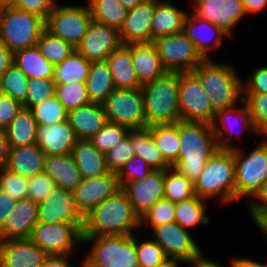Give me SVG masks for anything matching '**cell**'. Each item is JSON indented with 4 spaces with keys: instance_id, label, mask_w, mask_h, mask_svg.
Wrapping results in <instances>:
<instances>
[{
    "instance_id": "cell-17",
    "label": "cell",
    "mask_w": 267,
    "mask_h": 267,
    "mask_svg": "<svg viewBox=\"0 0 267 267\" xmlns=\"http://www.w3.org/2000/svg\"><path fill=\"white\" fill-rule=\"evenodd\" d=\"M119 190L121 186L116 173L109 172L99 177L83 178L72 193L77 211L84 218L93 208Z\"/></svg>"
},
{
    "instance_id": "cell-27",
    "label": "cell",
    "mask_w": 267,
    "mask_h": 267,
    "mask_svg": "<svg viewBox=\"0 0 267 267\" xmlns=\"http://www.w3.org/2000/svg\"><path fill=\"white\" fill-rule=\"evenodd\" d=\"M44 157V152L36 143L10 147L5 169L22 177L31 178L43 172Z\"/></svg>"
},
{
    "instance_id": "cell-12",
    "label": "cell",
    "mask_w": 267,
    "mask_h": 267,
    "mask_svg": "<svg viewBox=\"0 0 267 267\" xmlns=\"http://www.w3.org/2000/svg\"><path fill=\"white\" fill-rule=\"evenodd\" d=\"M83 225L72 223H38L30 240L47 255H70L83 244Z\"/></svg>"
},
{
    "instance_id": "cell-32",
    "label": "cell",
    "mask_w": 267,
    "mask_h": 267,
    "mask_svg": "<svg viewBox=\"0 0 267 267\" xmlns=\"http://www.w3.org/2000/svg\"><path fill=\"white\" fill-rule=\"evenodd\" d=\"M71 154L83 178L99 177L110 172L104 154L89 139L78 140Z\"/></svg>"
},
{
    "instance_id": "cell-6",
    "label": "cell",
    "mask_w": 267,
    "mask_h": 267,
    "mask_svg": "<svg viewBox=\"0 0 267 267\" xmlns=\"http://www.w3.org/2000/svg\"><path fill=\"white\" fill-rule=\"evenodd\" d=\"M45 20L14 6L0 12V40L12 52L37 46Z\"/></svg>"
},
{
    "instance_id": "cell-69",
    "label": "cell",
    "mask_w": 267,
    "mask_h": 267,
    "mask_svg": "<svg viewBox=\"0 0 267 267\" xmlns=\"http://www.w3.org/2000/svg\"><path fill=\"white\" fill-rule=\"evenodd\" d=\"M0 4L3 7H11V6H15L16 0H0Z\"/></svg>"
},
{
    "instance_id": "cell-30",
    "label": "cell",
    "mask_w": 267,
    "mask_h": 267,
    "mask_svg": "<svg viewBox=\"0 0 267 267\" xmlns=\"http://www.w3.org/2000/svg\"><path fill=\"white\" fill-rule=\"evenodd\" d=\"M132 66L141 85L154 81L167 72L152 42L132 44Z\"/></svg>"
},
{
    "instance_id": "cell-18",
    "label": "cell",
    "mask_w": 267,
    "mask_h": 267,
    "mask_svg": "<svg viewBox=\"0 0 267 267\" xmlns=\"http://www.w3.org/2000/svg\"><path fill=\"white\" fill-rule=\"evenodd\" d=\"M122 45L119 30L92 21L76 50L90 62L105 61Z\"/></svg>"
},
{
    "instance_id": "cell-58",
    "label": "cell",
    "mask_w": 267,
    "mask_h": 267,
    "mask_svg": "<svg viewBox=\"0 0 267 267\" xmlns=\"http://www.w3.org/2000/svg\"><path fill=\"white\" fill-rule=\"evenodd\" d=\"M247 204L249 215L252 220L261 211L267 210V179L263 182L260 190L255 194L252 199L247 202Z\"/></svg>"
},
{
    "instance_id": "cell-34",
    "label": "cell",
    "mask_w": 267,
    "mask_h": 267,
    "mask_svg": "<svg viewBox=\"0 0 267 267\" xmlns=\"http://www.w3.org/2000/svg\"><path fill=\"white\" fill-rule=\"evenodd\" d=\"M13 63L20 68L29 79H53L55 66L41 54L37 46L14 52Z\"/></svg>"
},
{
    "instance_id": "cell-45",
    "label": "cell",
    "mask_w": 267,
    "mask_h": 267,
    "mask_svg": "<svg viewBox=\"0 0 267 267\" xmlns=\"http://www.w3.org/2000/svg\"><path fill=\"white\" fill-rule=\"evenodd\" d=\"M37 125L59 124L67 120L68 111L54 95L30 108Z\"/></svg>"
},
{
    "instance_id": "cell-1",
    "label": "cell",
    "mask_w": 267,
    "mask_h": 267,
    "mask_svg": "<svg viewBox=\"0 0 267 267\" xmlns=\"http://www.w3.org/2000/svg\"><path fill=\"white\" fill-rule=\"evenodd\" d=\"M140 228V216L121 189L84 217L82 237L134 235Z\"/></svg>"
},
{
    "instance_id": "cell-53",
    "label": "cell",
    "mask_w": 267,
    "mask_h": 267,
    "mask_svg": "<svg viewBox=\"0 0 267 267\" xmlns=\"http://www.w3.org/2000/svg\"><path fill=\"white\" fill-rule=\"evenodd\" d=\"M152 169L148 163L139 156H134L116 173L120 186L127 182L145 178Z\"/></svg>"
},
{
    "instance_id": "cell-11",
    "label": "cell",
    "mask_w": 267,
    "mask_h": 267,
    "mask_svg": "<svg viewBox=\"0 0 267 267\" xmlns=\"http://www.w3.org/2000/svg\"><path fill=\"white\" fill-rule=\"evenodd\" d=\"M92 21L88 4L86 6H60L56 2L45 21V28L76 48L87 33Z\"/></svg>"
},
{
    "instance_id": "cell-2",
    "label": "cell",
    "mask_w": 267,
    "mask_h": 267,
    "mask_svg": "<svg viewBox=\"0 0 267 267\" xmlns=\"http://www.w3.org/2000/svg\"><path fill=\"white\" fill-rule=\"evenodd\" d=\"M179 137V156L172 168L194 183L219 149L216 136L209 123L180 120Z\"/></svg>"
},
{
    "instance_id": "cell-70",
    "label": "cell",
    "mask_w": 267,
    "mask_h": 267,
    "mask_svg": "<svg viewBox=\"0 0 267 267\" xmlns=\"http://www.w3.org/2000/svg\"><path fill=\"white\" fill-rule=\"evenodd\" d=\"M81 267H101L95 264H92L86 257L84 260L81 262Z\"/></svg>"
},
{
    "instance_id": "cell-33",
    "label": "cell",
    "mask_w": 267,
    "mask_h": 267,
    "mask_svg": "<svg viewBox=\"0 0 267 267\" xmlns=\"http://www.w3.org/2000/svg\"><path fill=\"white\" fill-rule=\"evenodd\" d=\"M127 136L135 149V156L144 159L152 170L171 168L152 138L151 127L129 129Z\"/></svg>"
},
{
    "instance_id": "cell-5",
    "label": "cell",
    "mask_w": 267,
    "mask_h": 267,
    "mask_svg": "<svg viewBox=\"0 0 267 267\" xmlns=\"http://www.w3.org/2000/svg\"><path fill=\"white\" fill-rule=\"evenodd\" d=\"M194 193L201 199H219L221 204L235 202V162L232 150L218 149L194 181Z\"/></svg>"
},
{
    "instance_id": "cell-31",
    "label": "cell",
    "mask_w": 267,
    "mask_h": 267,
    "mask_svg": "<svg viewBox=\"0 0 267 267\" xmlns=\"http://www.w3.org/2000/svg\"><path fill=\"white\" fill-rule=\"evenodd\" d=\"M116 88L138 89L141 84L132 66V44L121 45L105 60Z\"/></svg>"
},
{
    "instance_id": "cell-16",
    "label": "cell",
    "mask_w": 267,
    "mask_h": 267,
    "mask_svg": "<svg viewBox=\"0 0 267 267\" xmlns=\"http://www.w3.org/2000/svg\"><path fill=\"white\" fill-rule=\"evenodd\" d=\"M238 122L239 126H241L240 128L243 127V131L248 130V132H252L251 134H254L256 137L259 136L255 129L250 110L245 102L241 100V103L238 104V106L215 112L213 120L210 123L212 132L216 136L219 149L232 150L238 146H235V144L233 145L231 140L234 135L236 137L241 136L240 132L242 133V130L239 131V134H237L238 136L235 134L236 131L234 127L237 126L236 123L238 124ZM225 131L226 134L229 135L225 136Z\"/></svg>"
},
{
    "instance_id": "cell-47",
    "label": "cell",
    "mask_w": 267,
    "mask_h": 267,
    "mask_svg": "<svg viewBox=\"0 0 267 267\" xmlns=\"http://www.w3.org/2000/svg\"><path fill=\"white\" fill-rule=\"evenodd\" d=\"M175 219V203L165 198L156 202L147 212L140 217L141 228L149 226L152 230L156 226L165 223L174 222Z\"/></svg>"
},
{
    "instance_id": "cell-63",
    "label": "cell",
    "mask_w": 267,
    "mask_h": 267,
    "mask_svg": "<svg viewBox=\"0 0 267 267\" xmlns=\"http://www.w3.org/2000/svg\"><path fill=\"white\" fill-rule=\"evenodd\" d=\"M9 148L6 130L0 128V170L6 166Z\"/></svg>"
},
{
    "instance_id": "cell-29",
    "label": "cell",
    "mask_w": 267,
    "mask_h": 267,
    "mask_svg": "<svg viewBox=\"0 0 267 267\" xmlns=\"http://www.w3.org/2000/svg\"><path fill=\"white\" fill-rule=\"evenodd\" d=\"M43 172L56 183V186L70 192H73L83 180L72 154L45 155Z\"/></svg>"
},
{
    "instance_id": "cell-28",
    "label": "cell",
    "mask_w": 267,
    "mask_h": 267,
    "mask_svg": "<svg viewBox=\"0 0 267 267\" xmlns=\"http://www.w3.org/2000/svg\"><path fill=\"white\" fill-rule=\"evenodd\" d=\"M188 14L170 0H158L152 18L151 42L158 37L183 31Z\"/></svg>"
},
{
    "instance_id": "cell-59",
    "label": "cell",
    "mask_w": 267,
    "mask_h": 267,
    "mask_svg": "<svg viewBox=\"0 0 267 267\" xmlns=\"http://www.w3.org/2000/svg\"><path fill=\"white\" fill-rule=\"evenodd\" d=\"M17 200L10 194L0 190V229L3 227L10 210L16 205Z\"/></svg>"
},
{
    "instance_id": "cell-46",
    "label": "cell",
    "mask_w": 267,
    "mask_h": 267,
    "mask_svg": "<svg viewBox=\"0 0 267 267\" xmlns=\"http://www.w3.org/2000/svg\"><path fill=\"white\" fill-rule=\"evenodd\" d=\"M259 137H267V93H242Z\"/></svg>"
},
{
    "instance_id": "cell-60",
    "label": "cell",
    "mask_w": 267,
    "mask_h": 267,
    "mask_svg": "<svg viewBox=\"0 0 267 267\" xmlns=\"http://www.w3.org/2000/svg\"><path fill=\"white\" fill-rule=\"evenodd\" d=\"M70 255H47L42 267H75L69 263Z\"/></svg>"
},
{
    "instance_id": "cell-15",
    "label": "cell",
    "mask_w": 267,
    "mask_h": 267,
    "mask_svg": "<svg viewBox=\"0 0 267 267\" xmlns=\"http://www.w3.org/2000/svg\"><path fill=\"white\" fill-rule=\"evenodd\" d=\"M196 17L206 19L221 28L230 39L233 29L247 15L241 0H191Z\"/></svg>"
},
{
    "instance_id": "cell-71",
    "label": "cell",
    "mask_w": 267,
    "mask_h": 267,
    "mask_svg": "<svg viewBox=\"0 0 267 267\" xmlns=\"http://www.w3.org/2000/svg\"><path fill=\"white\" fill-rule=\"evenodd\" d=\"M1 94H3V93H2V78H1V76H0V95H1Z\"/></svg>"
},
{
    "instance_id": "cell-26",
    "label": "cell",
    "mask_w": 267,
    "mask_h": 267,
    "mask_svg": "<svg viewBox=\"0 0 267 267\" xmlns=\"http://www.w3.org/2000/svg\"><path fill=\"white\" fill-rule=\"evenodd\" d=\"M67 120L79 140L91 138L108 122L102 104L96 102L70 110Z\"/></svg>"
},
{
    "instance_id": "cell-68",
    "label": "cell",
    "mask_w": 267,
    "mask_h": 267,
    "mask_svg": "<svg viewBox=\"0 0 267 267\" xmlns=\"http://www.w3.org/2000/svg\"><path fill=\"white\" fill-rule=\"evenodd\" d=\"M123 6L130 10L133 7H135L137 4H140L141 2L145 1V0H119Z\"/></svg>"
},
{
    "instance_id": "cell-40",
    "label": "cell",
    "mask_w": 267,
    "mask_h": 267,
    "mask_svg": "<svg viewBox=\"0 0 267 267\" xmlns=\"http://www.w3.org/2000/svg\"><path fill=\"white\" fill-rule=\"evenodd\" d=\"M86 2L93 21L118 30L123 26L128 9L119 0H87Z\"/></svg>"
},
{
    "instance_id": "cell-67",
    "label": "cell",
    "mask_w": 267,
    "mask_h": 267,
    "mask_svg": "<svg viewBox=\"0 0 267 267\" xmlns=\"http://www.w3.org/2000/svg\"><path fill=\"white\" fill-rule=\"evenodd\" d=\"M179 263H186L177 259H168L163 264L157 266V267H180Z\"/></svg>"
},
{
    "instance_id": "cell-37",
    "label": "cell",
    "mask_w": 267,
    "mask_h": 267,
    "mask_svg": "<svg viewBox=\"0 0 267 267\" xmlns=\"http://www.w3.org/2000/svg\"><path fill=\"white\" fill-rule=\"evenodd\" d=\"M151 135L165 161L172 167L179 156V121L173 124L151 126Z\"/></svg>"
},
{
    "instance_id": "cell-41",
    "label": "cell",
    "mask_w": 267,
    "mask_h": 267,
    "mask_svg": "<svg viewBox=\"0 0 267 267\" xmlns=\"http://www.w3.org/2000/svg\"><path fill=\"white\" fill-rule=\"evenodd\" d=\"M41 54L54 66L68 58L76 48L60 37L53 35L46 28L41 32L37 42Z\"/></svg>"
},
{
    "instance_id": "cell-48",
    "label": "cell",
    "mask_w": 267,
    "mask_h": 267,
    "mask_svg": "<svg viewBox=\"0 0 267 267\" xmlns=\"http://www.w3.org/2000/svg\"><path fill=\"white\" fill-rule=\"evenodd\" d=\"M129 129L121 124L107 122L102 129L89 138L90 142L103 154L119 143Z\"/></svg>"
},
{
    "instance_id": "cell-43",
    "label": "cell",
    "mask_w": 267,
    "mask_h": 267,
    "mask_svg": "<svg viewBox=\"0 0 267 267\" xmlns=\"http://www.w3.org/2000/svg\"><path fill=\"white\" fill-rule=\"evenodd\" d=\"M2 93L12 97L26 108L28 76L14 63L1 75Z\"/></svg>"
},
{
    "instance_id": "cell-9",
    "label": "cell",
    "mask_w": 267,
    "mask_h": 267,
    "mask_svg": "<svg viewBox=\"0 0 267 267\" xmlns=\"http://www.w3.org/2000/svg\"><path fill=\"white\" fill-rule=\"evenodd\" d=\"M102 107L108 122L121 124L128 129L146 127L141 88H116L107 96Z\"/></svg>"
},
{
    "instance_id": "cell-72",
    "label": "cell",
    "mask_w": 267,
    "mask_h": 267,
    "mask_svg": "<svg viewBox=\"0 0 267 267\" xmlns=\"http://www.w3.org/2000/svg\"><path fill=\"white\" fill-rule=\"evenodd\" d=\"M3 8H4V7L0 4V12L2 11Z\"/></svg>"
},
{
    "instance_id": "cell-13",
    "label": "cell",
    "mask_w": 267,
    "mask_h": 267,
    "mask_svg": "<svg viewBox=\"0 0 267 267\" xmlns=\"http://www.w3.org/2000/svg\"><path fill=\"white\" fill-rule=\"evenodd\" d=\"M181 120L211 123L215 115L199 77L194 72H179Z\"/></svg>"
},
{
    "instance_id": "cell-50",
    "label": "cell",
    "mask_w": 267,
    "mask_h": 267,
    "mask_svg": "<svg viewBox=\"0 0 267 267\" xmlns=\"http://www.w3.org/2000/svg\"><path fill=\"white\" fill-rule=\"evenodd\" d=\"M134 156L135 149L127 135L104 154L108 170L114 173H117Z\"/></svg>"
},
{
    "instance_id": "cell-65",
    "label": "cell",
    "mask_w": 267,
    "mask_h": 267,
    "mask_svg": "<svg viewBox=\"0 0 267 267\" xmlns=\"http://www.w3.org/2000/svg\"><path fill=\"white\" fill-rule=\"evenodd\" d=\"M191 267H222L220 263L215 262L211 259H208L202 253L200 256L196 257L192 262L188 263ZM231 260H230V267H231ZM224 267V266H223Z\"/></svg>"
},
{
    "instance_id": "cell-7",
    "label": "cell",
    "mask_w": 267,
    "mask_h": 267,
    "mask_svg": "<svg viewBox=\"0 0 267 267\" xmlns=\"http://www.w3.org/2000/svg\"><path fill=\"white\" fill-rule=\"evenodd\" d=\"M246 154L237 146L232 149L235 162V201L255 196L267 179V137Z\"/></svg>"
},
{
    "instance_id": "cell-64",
    "label": "cell",
    "mask_w": 267,
    "mask_h": 267,
    "mask_svg": "<svg viewBox=\"0 0 267 267\" xmlns=\"http://www.w3.org/2000/svg\"><path fill=\"white\" fill-rule=\"evenodd\" d=\"M235 257V258H234ZM233 258H231V267H267L266 263H262V262H258V261H254L253 259H249V258H236V256H234Z\"/></svg>"
},
{
    "instance_id": "cell-39",
    "label": "cell",
    "mask_w": 267,
    "mask_h": 267,
    "mask_svg": "<svg viewBox=\"0 0 267 267\" xmlns=\"http://www.w3.org/2000/svg\"><path fill=\"white\" fill-rule=\"evenodd\" d=\"M207 200L194 196L188 200L175 203V219L174 222L190 230L198 224L206 225L210 222V218L206 215Z\"/></svg>"
},
{
    "instance_id": "cell-56",
    "label": "cell",
    "mask_w": 267,
    "mask_h": 267,
    "mask_svg": "<svg viewBox=\"0 0 267 267\" xmlns=\"http://www.w3.org/2000/svg\"><path fill=\"white\" fill-rule=\"evenodd\" d=\"M23 108V105L8 95H0V128L5 129L16 115Z\"/></svg>"
},
{
    "instance_id": "cell-54",
    "label": "cell",
    "mask_w": 267,
    "mask_h": 267,
    "mask_svg": "<svg viewBox=\"0 0 267 267\" xmlns=\"http://www.w3.org/2000/svg\"><path fill=\"white\" fill-rule=\"evenodd\" d=\"M56 187V183L45 173L41 172L28 178V198L39 204L44 201Z\"/></svg>"
},
{
    "instance_id": "cell-22",
    "label": "cell",
    "mask_w": 267,
    "mask_h": 267,
    "mask_svg": "<svg viewBox=\"0 0 267 267\" xmlns=\"http://www.w3.org/2000/svg\"><path fill=\"white\" fill-rule=\"evenodd\" d=\"M37 224L38 204L29 198L17 200L0 229V241L28 239Z\"/></svg>"
},
{
    "instance_id": "cell-38",
    "label": "cell",
    "mask_w": 267,
    "mask_h": 267,
    "mask_svg": "<svg viewBox=\"0 0 267 267\" xmlns=\"http://www.w3.org/2000/svg\"><path fill=\"white\" fill-rule=\"evenodd\" d=\"M90 66L91 62L76 50L60 64L55 65L53 80L55 84L85 82Z\"/></svg>"
},
{
    "instance_id": "cell-42",
    "label": "cell",
    "mask_w": 267,
    "mask_h": 267,
    "mask_svg": "<svg viewBox=\"0 0 267 267\" xmlns=\"http://www.w3.org/2000/svg\"><path fill=\"white\" fill-rule=\"evenodd\" d=\"M195 196L194 184L180 175L172 167L165 170L164 198L173 203L188 200Z\"/></svg>"
},
{
    "instance_id": "cell-25",
    "label": "cell",
    "mask_w": 267,
    "mask_h": 267,
    "mask_svg": "<svg viewBox=\"0 0 267 267\" xmlns=\"http://www.w3.org/2000/svg\"><path fill=\"white\" fill-rule=\"evenodd\" d=\"M78 140L68 120L59 124L37 125L36 144L45 155L71 154Z\"/></svg>"
},
{
    "instance_id": "cell-23",
    "label": "cell",
    "mask_w": 267,
    "mask_h": 267,
    "mask_svg": "<svg viewBox=\"0 0 267 267\" xmlns=\"http://www.w3.org/2000/svg\"><path fill=\"white\" fill-rule=\"evenodd\" d=\"M183 32L195 44L197 51L205 59H211L210 53L217 50L223 43L224 38L230 37L217 25L210 21L196 17L189 12Z\"/></svg>"
},
{
    "instance_id": "cell-21",
    "label": "cell",
    "mask_w": 267,
    "mask_h": 267,
    "mask_svg": "<svg viewBox=\"0 0 267 267\" xmlns=\"http://www.w3.org/2000/svg\"><path fill=\"white\" fill-rule=\"evenodd\" d=\"M158 0H145L128 10L119 30L122 45L151 43V24Z\"/></svg>"
},
{
    "instance_id": "cell-66",
    "label": "cell",
    "mask_w": 267,
    "mask_h": 267,
    "mask_svg": "<svg viewBox=\"0 0 267 267\" xmlns=\"http://www.w3.org/2000/svg\"><path fill=\"white\" fill-rule=\"evenodd\" d=\"M252 222L258 227V229L265 235L267 240V210L261 211Z\"/></svg>"
},
{
    "instance_id": "cell-55",
    "label": "cell",
    "mask_w": 267,
    "mask_h": 267,
    "mask_svg": "<svg viewBox=\"0 0 267 267\" xmlns=\"http://www.w3.org/2000/svg\"><path fill=\"white\" fill-rule=\"evenodd\" d=\"M55 3V0H16L14 7L36 14L46 21Z\"/></svg>"
},
{
    "instance_id": "cell-10",
    "label": "cell",
    "mask_w": 267,
    "mask_h": 267,
    "mask_svg": "<svg viewBox=\"0 0 267 267\" xmlns=\"http://www.w3.org/2000/svg\"><path fill=\"white\" fill-rule=\"evenodd\" d=\"M152 43L167 72H193L205 60L183 31L158 37Z\"/></svg>"
},
{
    "instance_id": "cell-8",
    "label": "cell",
    "mask_w": 267,
    "mask_h": 267,
    "mask_svg": "<svg viewBox=\"0 0 267 267\" xmlns=\"http://www.w3.org/2000/svg\"><path fill=\"white\" fill-rule=\"evenodd\" d=\"M91 242V249L84 257L92 264L101 267H139L135 234L83 237L82 245Z\"/></svg>"
},
{
    "instance_id": "cell-4",
    "label": "cell",
    "mask_w": 267,
    "mask_h": 267,
    "mask_svg": "<svg viewBox=\"0 0 267 267\" xmlns=\"http://www.w3.org/2000/svg\"><path fill=\"white\" fill-rule=\"evenodd\" d=\"M193 72L199 77L215 112L235 107L237 100H243V80L234 66L209 59L197 65Z\"/></svg>"
},
{
    "instance_id": "cell-19",
    "label": "cell",
    "mask_w": 267,
    "mask_h": 267,
    "mask_svg": "<svg viewBox=\"0 0 267 267\" xmlns=\"http://www.w3.org/2000/svg\"><path fill=\"white\" fill-rule=\"evenodd\" d=\"M38 223L83 225L84 218L77 211L73 193L56 186L51 194L38 204Z\"/></svg>"
},
{
    "instance_id": "cell-61",
    "label": "cell",
    "mask_w": 267,
    "mask_h": 267,
    "mask_svg": "<svg viewBox=\"0 0 267 267\" xmlns=\"http://www.w3.org/2000/svg\"><path fill=\"white\" fill-rule=\"evenodd\" d=\"M12 63L13 53L0 40V76L10 67Z\"/></svg>"
},
{
    "instance_id": "cell-20",
    "label": "cell",
    "mask_w": 267,
    "mask_h": 267,
    "mask_svg": "<svg viewBox=\"0 0 267 267\" xmlns=\"http://www.w3.org/2000/svg\"><path fill=\"white\" fill-rule=\"evenodd\" d=\"M164 180L165 170H152L145 178L127 182L121 187L140 217L164 198Z\"/></svg>"
},
{
    "instance_id": "cell-44",
    "label": "cell",
    "mask_w": 267,
    "mask_h": 267,
    "mask_svg": "<svg viewBox=\"0 0 267 267\" xmlns=\"http://www.w3.org/2000/svg\"><path fill=\"white\" fill-rule=\"evenodd\" d=\"M55 96L68 112L91 103L86 89V82L55 84Z\"/></svg>"
},
{
    "instance_id": "cell-36",
    "label": "cell",
    "mask_w": 267,
    "mask_h": 267,
    "mask_svg": "<svg viewBox=\"0 0 267 267\" xmlns=\"http://www.w3.org/2000/svg\"><path fill=\"white\" fill-rule=\"evenodd\" d=\"M5 130L9 147L36 143L37 122L30 109L23 107Z\"/></svg>"
},
{
    "instance_id": "cell-14",
    "label": "cell",
    "mask_w": 267,
    "mask_h": 267,
    "mask_svg": "<svg viewBox=\"0 0 267 267\" xmlns=\"http://www.w3.org/2000/svg\"><path fill=\"white\" fill-rule=\"evenodd\" d=\"M151 231V238L161 246L168 259H177L188 264L202 254L201 247L190 232L175 222L156 226Z\"/></svg>"
},
{
    "instance_id": "cell-35",
    "label": "cell",
    "mask_w": 267,
    "mask_h": 267,
    "mask_svg": "<svg viewBox=\"0 0 267 267\" xmlns=\"http://www.w3.org/2000/svg\"><path fill=\"white\" fill-rule=\"evenodd\" d=\"M86 89L91 102L103 103L116 89L112 73L106 61L91 62Z\"/></svg>"
},
{
    "instance_id": "cell-24",
    "label": "cell",
    "mask_w": 267,
    "mask_h": 267,
    "mask_svg": "<svg viewBox=\"0 0 267 267\" xmlns=\"http://www.w3.org/2000/svg\"><path fill=\"white\" fill-rule=\"evenodd\" d=\"M46 256L29 238L0 241V267H42Z\"/></svg>"
},
{
    "instance_id": "cell-49",
    "label": "cell",
    "mask_w": 267,
    "mask_h": 267,
    "mask_svg": "<svg viewBox=\"0 0 267 267\" xmlns=\"http://www.w3.org/2000/svg\"><path fill=\"white\" fill-rule=\"evenodd\" d=\"M139 241L135 235L139 267H157L168 260L161 246L153 239Z\"/></svg>"
},
{
    "instance_id": "cell-52",
    "label": "cell",
    "mask_w": 267,
    "mask_h": 267,
    "mask_svg": "<svg viewBox=\"0 0 267 267\" xmlns=\"http://www.w3.org/2000/svg\"><path fill=\"white\" fill-rule=\"evenodd\" d=\"M0 190L16 200L28 198V178L3 168L0 170Z\"/></svg>"
},
{
    "instance_id": "cell-62",
    "label": "cell",
    "mask_w": 267,
    "mask_h": 267,
    "mask_svg": "<svg viewBox=\"0 0 267 267\" xmlns=\"http://www.w3.org/2000/svg\"><path fill=\"white\" fill-rule=\"evenodd\" d=\"M246 14H256L262 12L267 7V0H241Z\"/></svg>"
},
{
    "instance_id": "cell-51",
    "label": "cell",
    "mask_w": 267,
    "mask_h": 267,
    "mask_svg": "<svg viewBox=\"0 0 267 267\" xmlns=\"http://www.w3.org/2000/svg\"><path fill=\"white\" fill-rule=\"evenodd\" d=\"M55 95V82L53 79L32 78L29 79L26 95V108L40 104Z\"/></svg>"
},
{
    "instance_id": "cell-3",
    "label": "cell",
    "mask_w": 267,
    "mask_h": 267,
    "mask_svg": "<svg viewBox=\"0 0 267 267\" xmlns=\"http://www.w3.org/2000/svg\"><path fill=\"white\" fill-rule=\"evenodd\" d=\"M179 73L163 76L141 86L146 127L173 124L181 120L179 109Z\"/></svg>"
},
{
    "instance_id": "cell-57",
    "label": "cell",
    "mask_w": 267,
    "mask_h": 267,
    "mask_svg": "<svg viewBox=\"0 0 267 267\" xmlns=\"http://www.w3.org/2000/svg\"><path fill=\"white\" fill-rule=\"evenodd\" d=\"M242 93H267V65L254 70L247 82L242 81Z\"/></svg>"
}]
</instances>
